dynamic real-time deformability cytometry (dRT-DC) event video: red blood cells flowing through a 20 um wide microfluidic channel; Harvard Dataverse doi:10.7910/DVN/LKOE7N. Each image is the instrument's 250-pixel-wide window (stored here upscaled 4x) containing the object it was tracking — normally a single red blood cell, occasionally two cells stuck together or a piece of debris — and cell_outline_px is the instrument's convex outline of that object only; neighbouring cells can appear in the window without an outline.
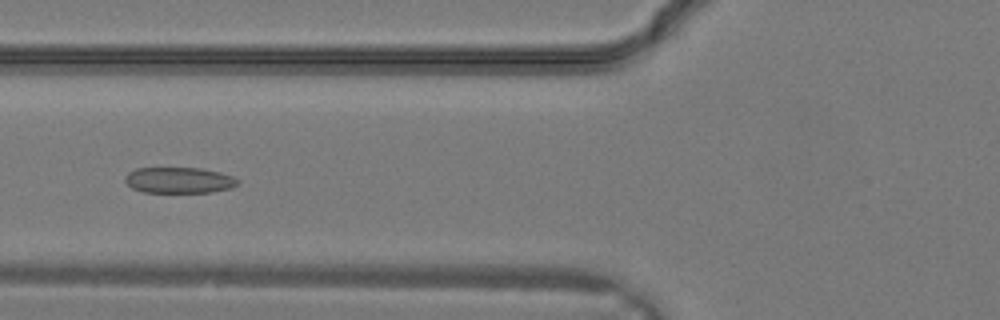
{"species": "common noctule bat (a hibernating species)", "species_latin": "Nyctalus noctula", "temperature_condition": "warm", "stored_images_in_passage": 26, "camera_frame_rate_fps": 3000, "um_per_image_px": 0.085, "animal": {"sex": "male", "body_mass_g": 19.2, "forearm_length_mm": 51.8}, "frame": {"image": 1, "passage_image": 7, "time_ms": 2.0, "image_size_px": [1000, 320], "cell_outline_px": [[240, 184], [232, 188], [212, 192], [144, 192], [132, 188], [124, 180], [124, 176], [128, 172], [136, 168], [200, 168], [220, 172], [232, 176], [240, 180]], "centroid_in_image_um": [15.24, 15.31], "position_along_channel_um": 110.6, "area_um2": 17.17}}
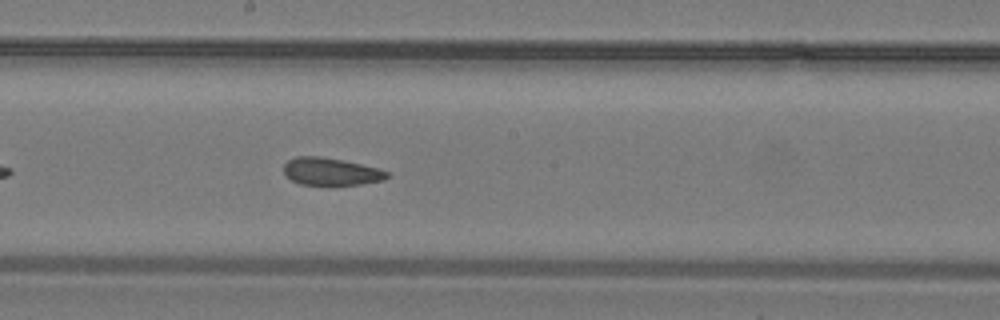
{"frame": {"image": 2, "passage_image": 12, "time_ms": 3.667, "image_size_px": [1000, 320], "cell_outline_px": [[388, 176], [384, 180], [360, 184], [300, 184], [292, 180], [284, 172], [284, 164], [288, 160], [296, 156], [320, 156], [344, 160], [376, 168], [388, 172]], "centroid_in_image_um": [28.11, 14.56], "position_along_channel_um": 220.1, "area_um2": 16.24}}
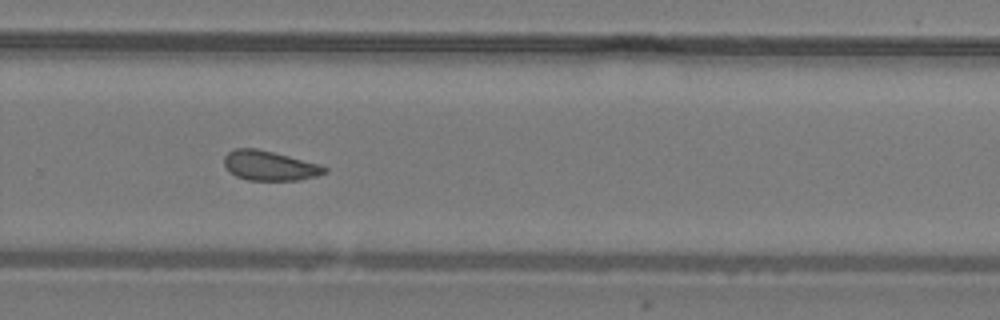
{"frame": {"image": 3, "passage_image": 16, "time_ms": 5.0, "image_size_px": [1000, 320], "cell_outline_px": [[328, 172], [316, 176], [300, 180], [248, 180], [236, 176], [228, 172], [224, 164], [224, 156], [228, 152], [236, 148], [256, 148], [320, 164], [328, 168]], "centroid_in_image_um": [22.91, 14.09], "position_along_channel_um": 306.9, "area_um2": 17.4}}